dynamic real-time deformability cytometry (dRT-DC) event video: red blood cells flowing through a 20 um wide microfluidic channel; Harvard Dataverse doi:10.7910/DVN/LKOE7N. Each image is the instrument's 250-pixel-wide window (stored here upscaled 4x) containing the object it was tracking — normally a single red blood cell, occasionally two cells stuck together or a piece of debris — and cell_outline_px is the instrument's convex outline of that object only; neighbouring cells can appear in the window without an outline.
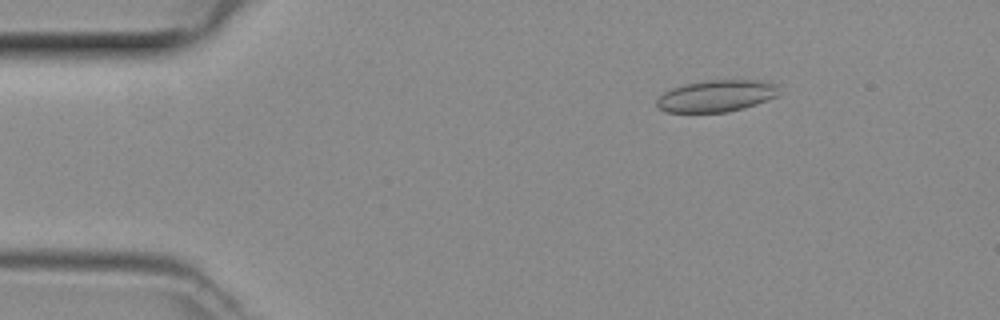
{"species": "common noctule bat (a hibernating species)", "species_latin": "Nyctalus noctula", "temperature_condition": "room temperature", "stored_images_in_passage": 8, "camera_frame_rate_fps": 3000, "um_per_image_px": 0.085, "animal": {"sex": "female", "body_mass_g": 29.2, "forearm_length_mm": 56.3}, "frame": {"image": 1, "passage_image": 1, "time_ms": 0.0, "image_size_px": [1000, 320], "cell_outline_px": [[780, 84], [776, 96], [756, 104], [744, 108], [728, 112], [664, 112], [656, 104], [656, 100], [664, 92], [672, 88], [688, 84], [708, 80], [752, 80]], "centroid_in_image_um": [60.89, 8.16], "position_along_channel_um": 24.1, "area_um2": 22.43}}